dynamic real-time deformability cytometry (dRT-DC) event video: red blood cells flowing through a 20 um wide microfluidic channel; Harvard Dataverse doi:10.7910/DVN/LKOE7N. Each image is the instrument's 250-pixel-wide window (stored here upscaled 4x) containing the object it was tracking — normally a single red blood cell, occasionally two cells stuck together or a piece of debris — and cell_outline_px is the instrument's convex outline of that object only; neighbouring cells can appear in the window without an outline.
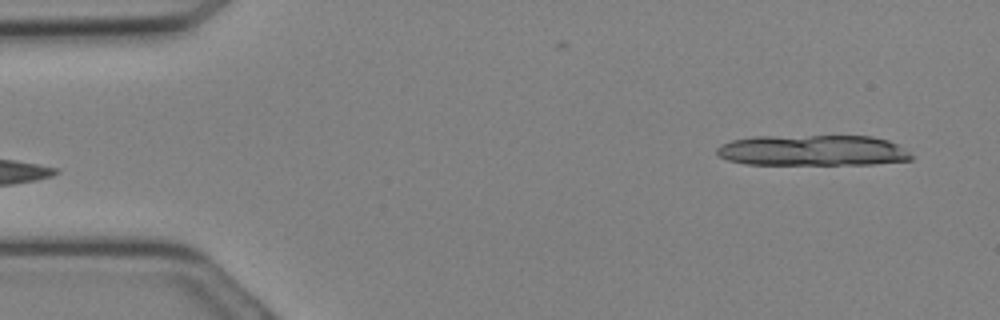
{"species": "Egyptian fruit bat (a non-hibernating species)", "species_latin": "Rousettus aegyptiacus", "temperature_condition": "cold", "stored_images_in_passage": 13, "camera_frame_rate_fps": 3000, "um_per_image_px": 0.085, "animal": {"sex": "female"}, "frame": {"image": 1, "passage_image": 1, "time_ms": 0.0, "image_size_px": [1000, 320], "cell_outline_px": [[912, 160], [872, 164], [744, 164], [728, 160], [720, 156], [716, 152], [716, 148], [720, 144], [732, 140], [752, 136], [872, 136], [888, 140], [896, 144], [908, 152], [912, 156]], "centroid_in_image_um": [69.04, 12.78], "position_along_channel_um": 16.0, "area_um2": 34.97}}